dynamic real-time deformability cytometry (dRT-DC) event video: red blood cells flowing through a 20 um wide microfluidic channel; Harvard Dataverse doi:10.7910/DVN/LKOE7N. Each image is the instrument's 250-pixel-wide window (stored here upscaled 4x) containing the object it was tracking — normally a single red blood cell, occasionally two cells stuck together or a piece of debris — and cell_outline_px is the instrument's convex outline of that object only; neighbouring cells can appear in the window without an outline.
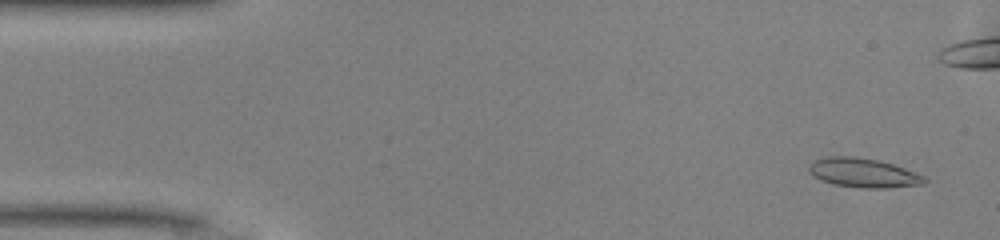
{"species": "common noctule bat (a hibernating species)", "species_latin": "Nyctalus noctula", "temperature_condition": "warm", "stored_images_in_passage": 39, "camera_frame_rate_fps": 3000, "um_per_image_px": 0.085, "animal": {"sex": "male", "body_mass_g": 13.0, "forearm_length_mm": 53.1}, "frame": {"image": 1, "passage_image": 3, "time_ms": 0.667, "image_size_px": [1000, 240], "cell_outline_px": [[928, 180], [924, 184], [888, 188], [860, 188], [832, 184], [820, 180], [812, 176], [808, 172], [808, 168], [816, 160], [828, 156], [856, 156], [880, 160], [904, 168], [924, 176]], "centroid_in_image_um": [73.38, 14.7], "position_along_channel_um": 11.6, "area_um2": 19.83}}
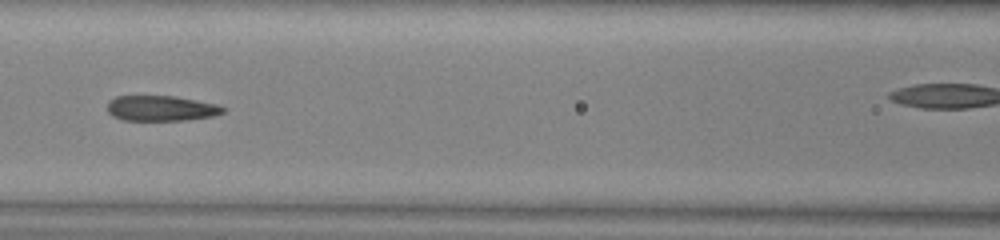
{"frame": {"image": 2, "passage_image": 21, "time_ms": 6.667, "image_size_px": [1000, 240], "cell_outline_px": [[228, 108], [224, 112], [212, 116], [184, 120], [124, 120], [112, 116], [108, 112], [108, 100], [116, 96], [176, 96], [216, 104]], "centroid_in_image_um": [13.69, 9.2], "position_along_channel_um": 152.9, "area_um2": 17.11}}
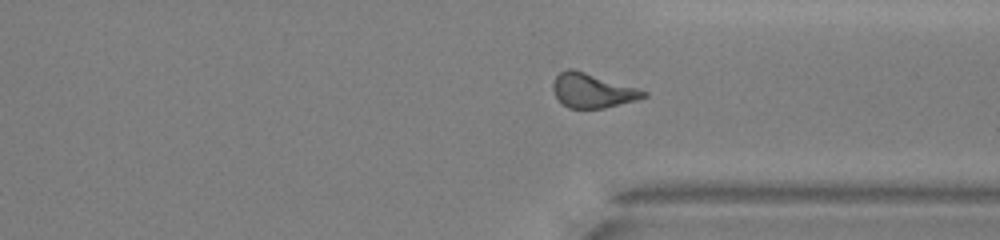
{"frame": {"image": 3, "passage_image": 36, "time_ms": 11.667, "image_size_px": [1000, 240], "cell_outline_px": [[648, 96], [636, 100], [604, 108], [568, 108], [556, 96], [552, 88], [552, 84], [556, 76], [560, 72], [568, 68], [572, 68], [636, 88], [648, 92]], "centroid_in_image_um": [50.34, 7.7], "position_along_channel_um": 361.1, "area_um2": 17.8}}